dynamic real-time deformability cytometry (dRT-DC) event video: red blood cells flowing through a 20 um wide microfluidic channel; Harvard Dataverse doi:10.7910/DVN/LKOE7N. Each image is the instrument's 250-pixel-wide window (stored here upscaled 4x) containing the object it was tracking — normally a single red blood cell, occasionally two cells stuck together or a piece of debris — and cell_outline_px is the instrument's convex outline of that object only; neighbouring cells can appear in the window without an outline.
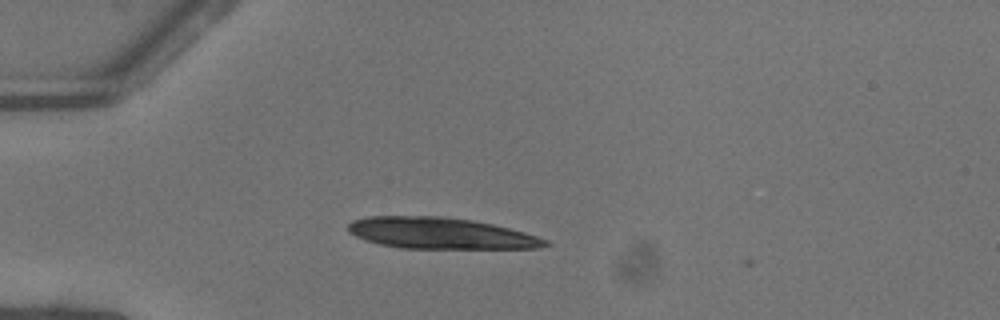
{"species": "common noctule bat (a hibernating species)", "species_latin": "Nyctalus noctula", "temperature_condition": "warm", "stored_images_in_passage": 3, "camera_frame_rate_fps": 3000, "um_per_image_px": 0.085, "animal": {"sex": "female"}, "frame": {"image": 1, "passage_image": 1, "time_ms": 0.0, "image_size_px": [1000, 320], "cell_outline_px": [[552, 244], [540, 248], [400, 248], [380, 244], [364, 240], [348, 232], [348, 224], [352, 220], [368, 216], [444, 216], [472, 220], [492, 224], [524, 232], [548, 240]], "centroid_in_image_um": [37.42, 19.82], "position_along_channel_um": 47.6, "area_um2": 35.95}}